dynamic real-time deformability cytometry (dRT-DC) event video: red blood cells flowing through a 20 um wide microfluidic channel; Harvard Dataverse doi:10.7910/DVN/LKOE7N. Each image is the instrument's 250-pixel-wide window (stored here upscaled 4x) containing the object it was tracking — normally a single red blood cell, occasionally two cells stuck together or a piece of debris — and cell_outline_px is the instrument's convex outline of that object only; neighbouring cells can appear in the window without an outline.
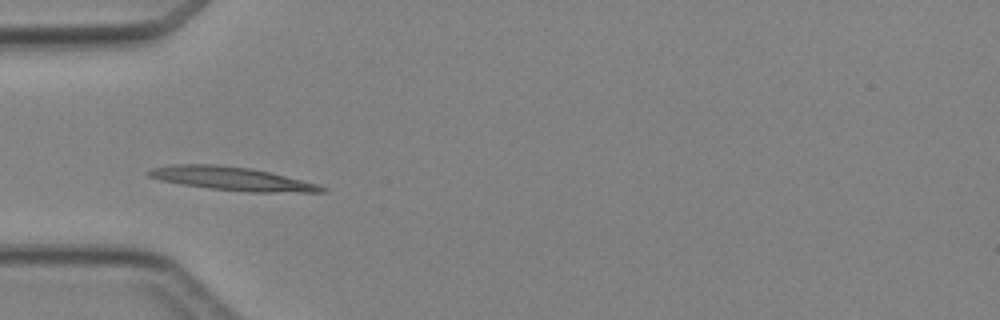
{"species": "Egyptian fruit bat (a non-hibernating species)", "species_latin": "Rousettus aegyptiacus", "temperature_condition": "cold", "stored_images_in_passage": 4, "camera_frame_rate_fps": 3000, "um_per_image_px": 0.085, "animal": {"sex": "female"}, "frame": {"image": 1, "passage_image": 3, "time_ms": 3.333, "image_size_px": [1000, 320], "cell_outline_px": [[328, 192], [248, 192], [208, 188], [180, 184], [160, 180], [148, 176], [144, 172], [152, 168], [172, 164], [216, 164], [252, 168], [316, 184], [328, 188]], "centroid_in_image_um": [19.65, 15.18], "position_along_channel_um": 65.4, "area_um2": 23.64}}
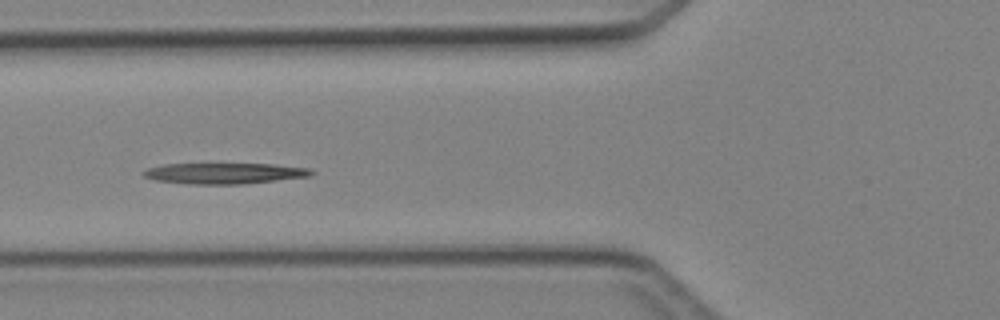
{"frame": {"image": 2, "passage_image": 4, "time_ms": 4.333, "image_size_px": [1000, 320], "cell_outline_px": [[316, 172], [308, 176], [244, 184], [188, 184], [156, 180], [144, 176], [140, 172], [148, 168], [164, 164], [272, 164], [308, 168]], "centroid_in_image_um": [19.04, 14.73], "position_along_channel_um": 106.8, "area_um2": 20.29}}